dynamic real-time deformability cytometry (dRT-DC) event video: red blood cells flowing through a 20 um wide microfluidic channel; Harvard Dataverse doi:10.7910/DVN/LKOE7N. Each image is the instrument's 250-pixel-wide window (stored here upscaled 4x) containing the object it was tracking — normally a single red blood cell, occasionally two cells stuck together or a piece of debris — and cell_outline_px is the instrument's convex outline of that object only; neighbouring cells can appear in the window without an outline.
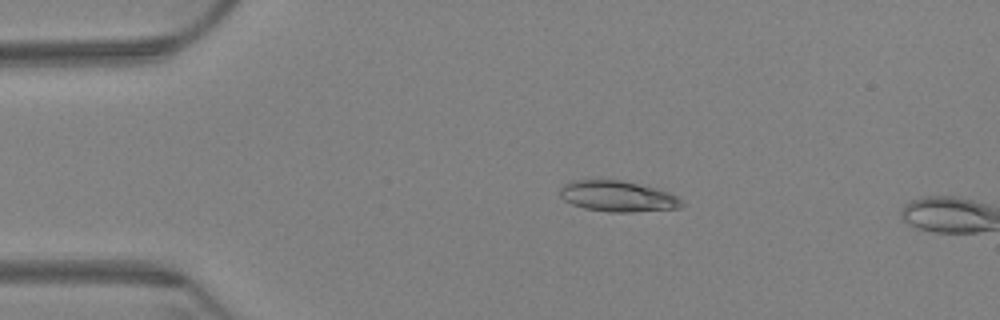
{"species": "Egyptian fruit bat (a non-hibernating species)", "species_latin": "Rousettus aegyptiacus", "temperature_condition": "warm", "stored_images_in_passage": 14, "camera_frame_rate_fps": 3000, "um_per_image_px": 0.085, "animal": {"sex": "female"}, "frame": {"image": 1, "passage_image": 12, "time_ms": 3.667, "image_size_px": [1000, 320], "cell_outline_px": [[684, 204], [680, 208], [632, 212], [608, 212], [584, 208], [572, 204], [564, 200], [560, 196], [560, 188], [564, 184], [576, 180], [620, 180], [656, 188], [668, 192], [676, 196]], "centroid_in_image_um": [52.49, 16.69], "position_along_channel_um": 32.5, "area_um2": 21.73}}